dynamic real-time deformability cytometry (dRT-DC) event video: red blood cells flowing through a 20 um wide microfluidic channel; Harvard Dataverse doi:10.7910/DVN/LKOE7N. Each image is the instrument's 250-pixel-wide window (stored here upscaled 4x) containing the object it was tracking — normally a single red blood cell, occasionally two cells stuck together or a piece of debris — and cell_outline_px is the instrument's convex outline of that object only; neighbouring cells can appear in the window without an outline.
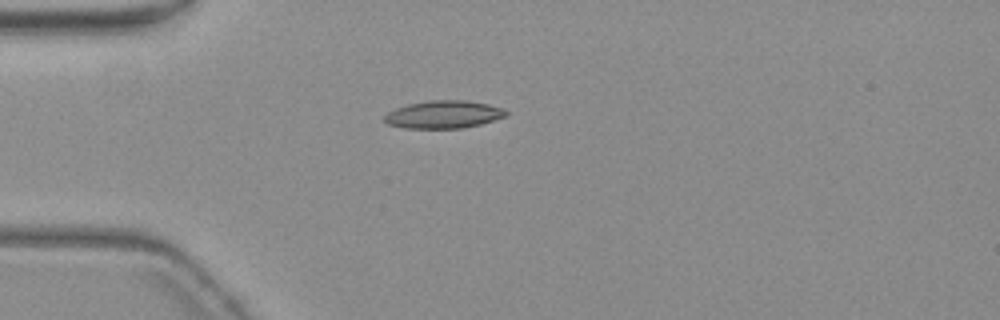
{"species": "common noctule bat (a hibernating species)", "species_latin": "Nyctalus noctula", "temperature_condition": "warm", "stored_images_in_passage": 1, "camera_frame_rate_fps": 3000, "um_per_image_px": 0.085, "animal": {"sex": "female", "body_mass_g": 19.3, "forearm_length_mm": 54.1}, "frame": {"image": 1, "passage_image": 1, "time_ms": 0.0, "image_size_px": [1000, 320], "cell_outline_px": [[508, 116], [480, 124], [464, 128], [404, 128], [388, 124], [384, 120], [384, 116], [388, 112], [396, 108], [408, 104], [428, 100], [464, 100], [488, 104], [500, 108], [508, 112]], "centroid_in_image_um": [37.7, 9.73], "position_along_channel_um": 47.3, "area_um2": 19.59}}